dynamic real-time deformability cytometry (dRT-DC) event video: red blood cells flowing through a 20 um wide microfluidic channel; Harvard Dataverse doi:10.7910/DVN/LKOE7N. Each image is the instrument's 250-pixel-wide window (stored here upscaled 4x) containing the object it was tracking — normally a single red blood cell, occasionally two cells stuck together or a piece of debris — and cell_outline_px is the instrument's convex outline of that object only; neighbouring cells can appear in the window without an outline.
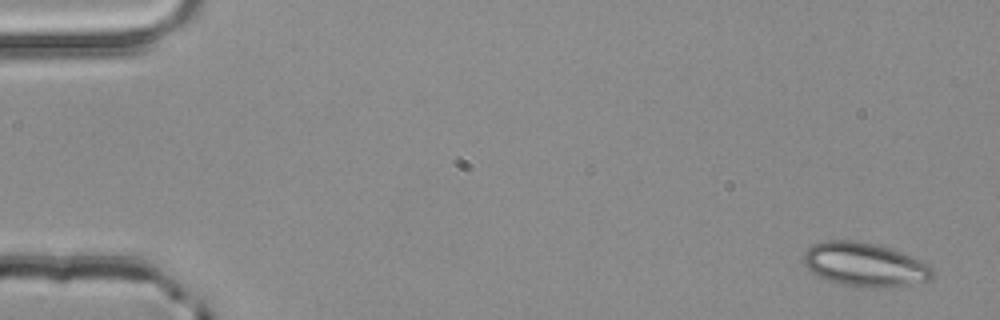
{"species": "common noctule bat (a hibernating species)", "species_latin": "Nyctalus noctula", "temperature_condition": "room temperature", "stored_images_in_passage": 4, "camera_frame_rate_fps": 3000, "um_per_image_px": 0.085, "animal": {"sex": "male", "body_mass_g": 20.4}, "frame": {"image": 1, "passage_image": 1, "time_ms": 0.0, "image_size_px": [1000, 320], "cell_outline_px": [[936, 272], [928, 280], [908, 288], [864, 288], [844, 284], [820, 276], [812, 272], [804, 264], [804, 252], [812, 244], [828, 240], [856, 240], [876, 244], [900, 252], [920, 260], [928, 264]], "centroid_in_image_um": [73.58, 22.51], "position_along_channel_um": 11.4, "area_um2": 33.29}}